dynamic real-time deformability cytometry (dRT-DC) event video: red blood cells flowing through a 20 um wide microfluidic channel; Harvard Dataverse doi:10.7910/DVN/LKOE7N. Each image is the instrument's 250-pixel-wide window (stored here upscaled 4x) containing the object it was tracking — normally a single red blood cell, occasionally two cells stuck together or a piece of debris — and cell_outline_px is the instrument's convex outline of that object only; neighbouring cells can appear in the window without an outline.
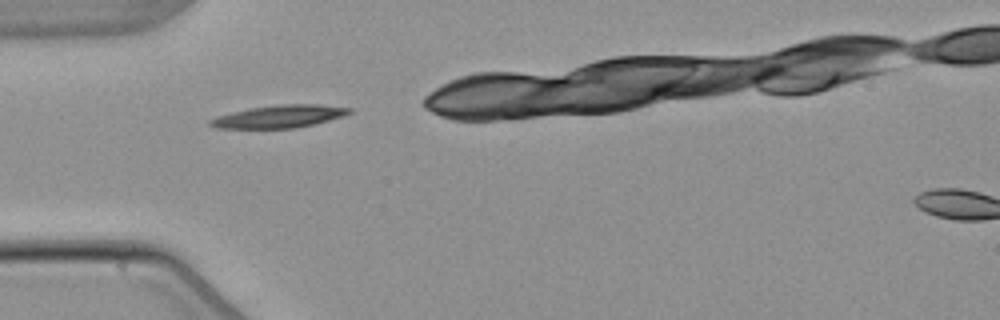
{"species": "common noctule bat (a hibernating species)", "species_latin": "Nyctalus noctula", "temperature_condition": "warm", "stored_images_in_passage": 4, "camera_frame_rate_fps": 3000, "um_per_image_px": 0.085, "animal": {"sex": "male", "body_mass_g": 21.5, "forearm_length_mm": 52.0}, "frame": {"image": 1, "passage_image": 1, "time_ms": 0.0, "image_size_px": [1000, 320], "cell_outline_px": [[352, 112], [344, 116], [296, 128], [216, 128], [208, 124], [208, 120], [216, 116], [248, 108], [280, 104], [320, 104], [352, 108]], "centroid_in_image_um": [23.72, 9.89], "position_along_channel_um": 61.3, "area_um2": 18.38}}